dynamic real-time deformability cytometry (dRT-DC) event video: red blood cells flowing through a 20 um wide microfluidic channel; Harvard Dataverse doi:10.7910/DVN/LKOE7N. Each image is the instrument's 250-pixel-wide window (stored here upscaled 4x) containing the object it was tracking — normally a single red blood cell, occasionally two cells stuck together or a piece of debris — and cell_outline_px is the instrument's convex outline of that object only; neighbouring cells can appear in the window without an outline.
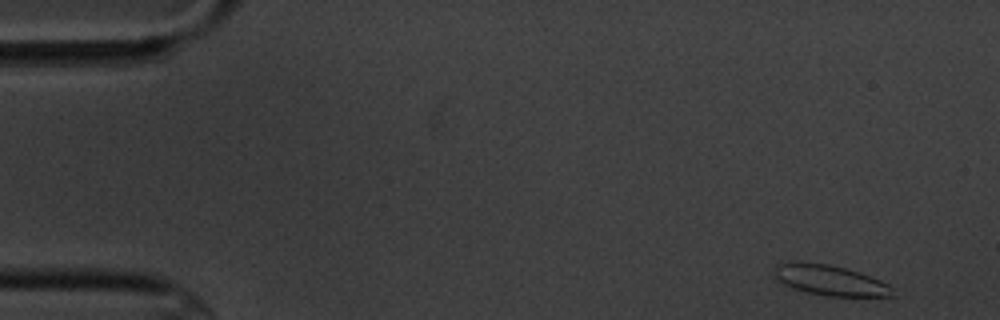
{"species": "common noctule bat (a hibernating species)", "species_latin": "Nyctalus noctula", "temperature_condition": "cold", "stored_images_in_passage": 8, "camera_frame_rate_fps": 3000, "um_per_image_px": 0.085, "animal": {"sex": "male", "body_mass_g": 20.1, "forearm_length_mm": 53.5}, "frame": {"image": 1, "passage_image": 1, "time_ms": 0.0, "image_size_px": [1000, 320], "cell_outline_px": [[896, 296], [828, 296], [808, 292], [792, 288], [776, 280], [776, 264], [792, 260], [828, 264], [860, 272], [880, 280], [888, 284], [892, 288]], "centroid_in_image_um": [70.54, 23.81], "position_along_channel_um": 14.5, "area_um2": 20.98}}
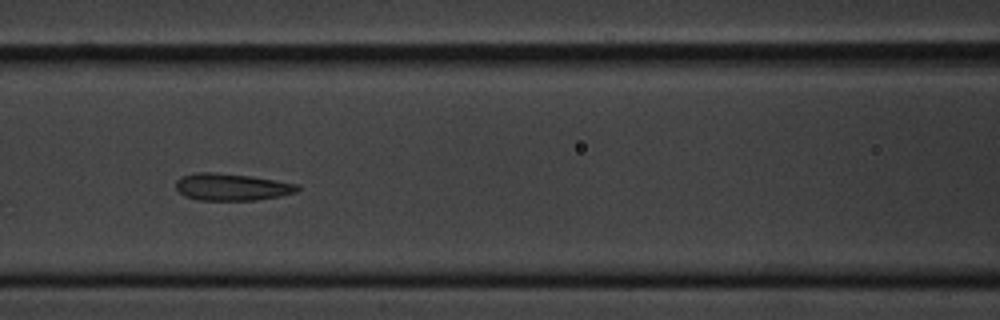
{"frame": {"image": 2, "passage_image": 7, "time_ms": 7.0, "image_size_px": [1000, 320], "cell_outline_px": [[300, 188], [296, 192], [280, 196], [256, 200], [196, 200], [184, 196], [176, 188], [176, 180], [180, 176], [196, 172], [212, 172], [252, 176], [300, 184]], "centroid_in_image_um": [19.69, 15.89], "position_along_channel_um": 146.9, "area_um2": 19.36}}
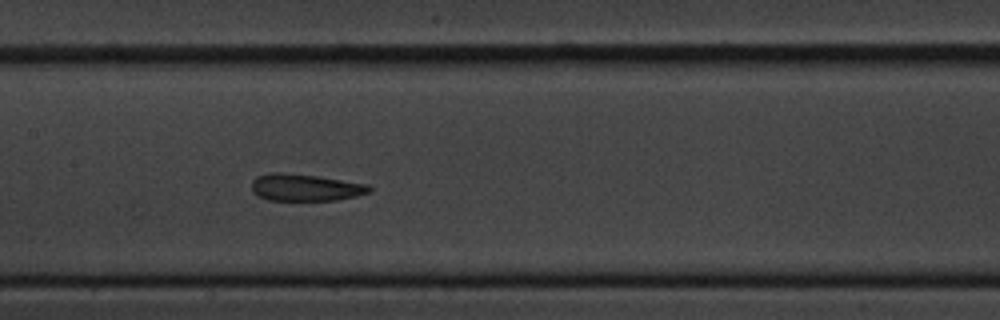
{"frame": {"image": 3, "passage_image": 8, "time_ms": 8.0, "image_size_px": [1000, 320], "cell_outline_px": [[372, 188], [368, 192], [356, 196], [336, 200], [268, 200], [252, 192], [252, 180], [256, 176], [268, 172], [280, 172], [316, 176], [368, 184]], "centroid_in_image_um": [25.91, 15.93], "position_along_channel_um": 181.5, "area_um2": 18.44}}